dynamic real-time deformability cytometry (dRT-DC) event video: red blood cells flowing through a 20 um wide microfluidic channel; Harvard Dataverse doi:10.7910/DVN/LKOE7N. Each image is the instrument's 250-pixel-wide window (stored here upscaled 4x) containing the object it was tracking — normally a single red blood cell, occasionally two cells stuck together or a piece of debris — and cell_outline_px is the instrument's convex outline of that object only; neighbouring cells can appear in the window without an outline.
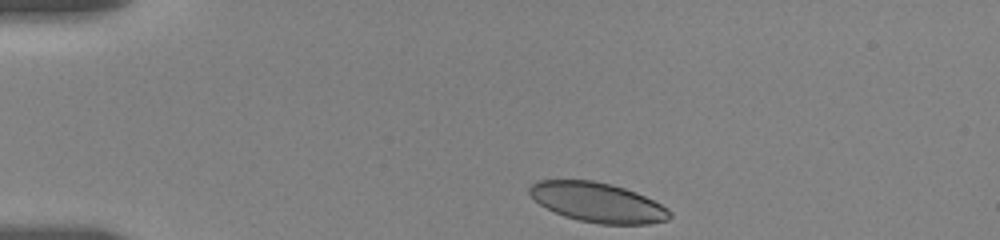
{"species": "human", "species_latin": "Homo sapiens", "temperature_condition": "room temperature", "stored_images_in_passage": 18, "camera_frame_rate_fps": 3000, "um_per_image_px": 0.085, "donor": {"sex": "female"}, "frame": {"image": 1, "passage_image": 1, "time_ms": 0.0, "image_size_px": [1000, 240], "cell_outline_px": [[672, 216], [668, 220], [648, 224], [600, 224], [580, 220], [564, 216], [540, 204], [528, 192], [528, 188], [536, 180], [592, 180], [612, 184], [636, 192], [668, 208], [672, 212]], "centroid_in_image_um": [50.82, 17.2], "position_along_channel_um": 34.2, "area_um2": 32.25}}
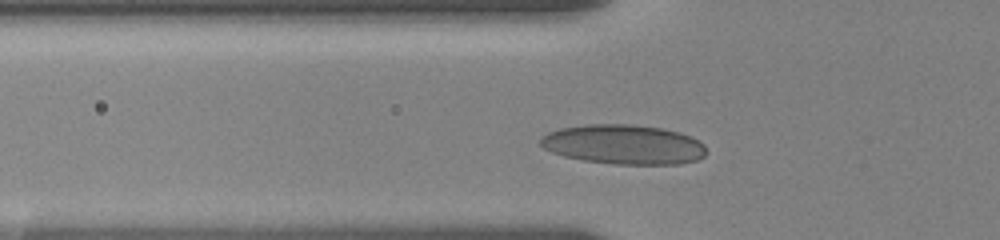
{"frame": {"image": 2, "passage_image": 13, "time_ms": 2.667, "image_size_px": [1000, 240], "cell_outline_px": [[704, 156], [696, 160], [680, 164], [616, 164], [584, 160], [564, 156], [552, 152], [544, 148], [540, 144], [540, 136], [548, 132], [560, 128], [584, 124], [632, 124], [664, 128], [680, 132], [692, 136], [704, 144]], "centroid_in_image_um": [53.0, 12.26], "position_along_channel_um": 72.8, "area_um2": 38.44}}
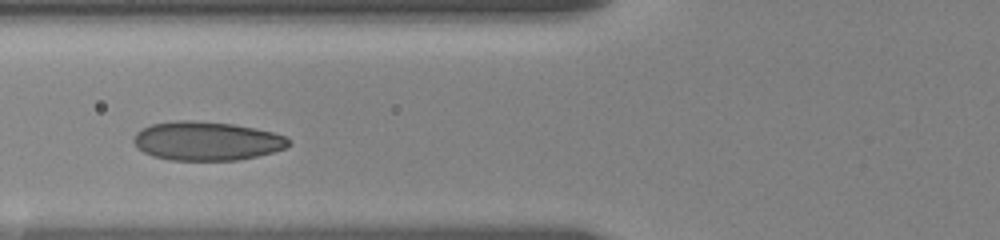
{"frame": {"image": 3, "passage_image": 18, "time_ms": 3.667, "image_size_px": [1000, 240], "cell_outline_px": [[292, 144], [284, 148], [272, 152], [240, 160], [168, 160], [152, 156], [136, 148], [132, 140], [136, 132], [140, 128], [152, 124], [176, 120], [196, 120], [232, 124], [256, 128], [272, 132], [284, 136]], "centroid_in_image_um": [17.51, 11.98], "position_along_channel_um": 108.3, "area_um2": 35.32}}